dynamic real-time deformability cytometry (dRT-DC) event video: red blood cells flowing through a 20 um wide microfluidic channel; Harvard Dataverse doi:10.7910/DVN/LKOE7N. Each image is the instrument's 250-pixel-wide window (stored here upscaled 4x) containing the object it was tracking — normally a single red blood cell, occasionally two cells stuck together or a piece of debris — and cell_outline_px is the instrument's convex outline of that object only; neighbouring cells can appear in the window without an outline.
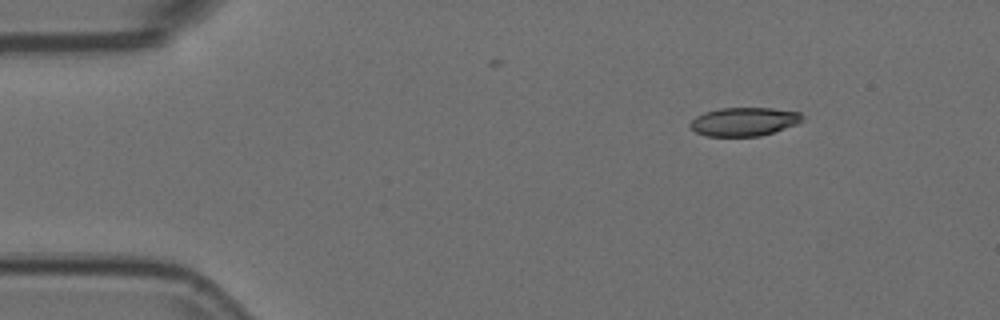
{"species": "Egyptian fruit bat (a non-hibernating species)", "species_latin": "Rousettus aegyptiacus", "temperature_condition": "room temperature", "stored_images_in_passage": 7, "camera_frame_rate_fps": 3000, "um_per_image_px": 0.085, "animal": {"sex": "female"}, "frame": {"image": 1, "passage_image": 1, "time_ms": 0.0, "image_size_px": [1000, 320], "cell_outline_px": [[804, 120], [796, 124], [760, 136], [708, 136], [696, 132], [688, 124], [696, 116], [704, 112], [720, 108], [772, 108], [800, 112], [804, 116]], "centroid_in_image_um": [63.25, 10.33], "position_along_channel_um": 21.8, "area_um2": 18.61}}
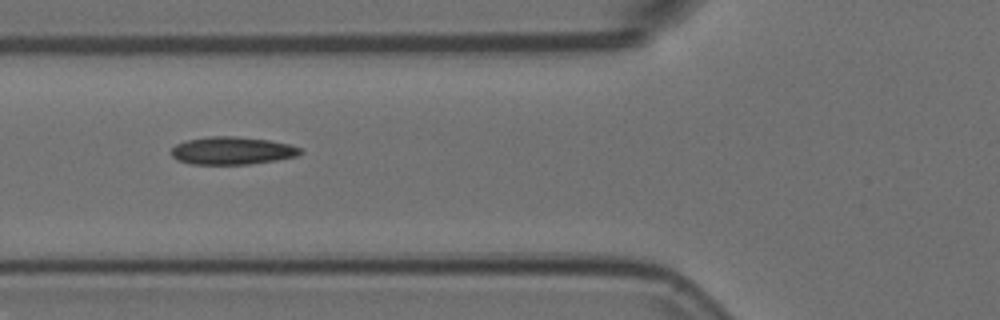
{"frame": {"image": 2, "passage_image": 5, "time_ms": 1.333, "image_size_px": [1000, 320], "cell_outline_px": [[304, 152], [296, 156], [276, 160], [248, 164], [192, 164], [176, 160], [172, 156], [172, 148], [176, 144], [188, 140], [212, 136], [236, 136], [268, 140], [288, 144], [300, 148]], "centroid_in_image_um": [19.73, 12.81], "position_along_channel_um": 106.1, "area_um2": 20.69}}
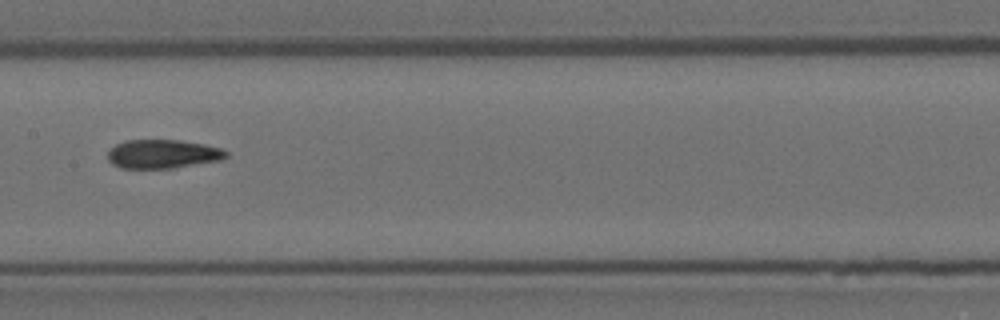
{"frame": {"image": 3, "passage_image": 7, "time_ms": 2.0, "image_size_px": [1000, 320], "cell_outline_px": [[228, 156], [220, 160], [172, 168], [120, 168], [112, 164], [108, 160], [108, 152], [116, 144], [124, 140], [180, 140], [204, 144], [220, 148], [228, 152]], "centroid_in_image_um": [13.82, 13.08], "position_along_channel_um": 193.6, "area_um2": 19.83}}